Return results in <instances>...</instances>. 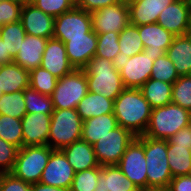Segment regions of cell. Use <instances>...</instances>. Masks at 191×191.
Instances as JSON below:
<instances>
[{"mask_svg": "<svg viewBox=\"0 0 191 191\" xmlns=\"http://www.w3.org/2000/svg\"><path fill=\"white\" fill-rule=\"evenodd\" d=\"M152 107L140 88H125L114 100V115L118 125L131 131L136 137L144 135Z\"/></svg>", "mask_w": 191, "mask_h": 191, "instance_id": "obj_1", "label": "cell"}, {"mask_svg": "<svg viewBox=\"0 0 191 191\" xmlns=\"http://www.w3.org/2000/svg\"><path fill=\"white\" fill-rule=\"evenodd\" d=\"M88 81V91L100 93L115 100L125 89L117 63L101 57H92L83 68Z\"/></svg>", "mask_w": 191, "mask_h": 191, "instance_id": "obj_2", "label": "cell"}, {"mask_svg": "<svg viewBox=\"0 0 191 191\" xmlns=\"http://www.w3.org/2000/svg\"><path fill=\"white\" fill-rule=\"evenodd\" d=\"M191 124V112L174 103L152 109L144 136L168 140L182 128Z\"/></svg>", "mask_w": 191, "mask_h": 191, "instance_id": "obj_3", "label": "cell"}, {"mask_svg": "<svg viewBox=\"0 0 191 191\" xmlns=\"http://www.w3.org/2000/svg\"><path fill=\"white\" fill-rule=\"evenodd\" d=\"M144 155L147 167V188L167 189L172 175L167 157V140L144 136Z\"/></svg>", "mask_w": 191, "mask_h": 191, "instance_id": "obj_4", "label": "cell"}, {"mask_svg": "<svg viewBox=\"0 0 191 191\" xmlns=\"http://www.w3.org/2000/svg\"><path fill=\"white\" fill-rule=\"evenodd\" d=\"M82 125L83 120L76 109H54L47 145L52 149L61 150L81 140Z\"/></svg>", "mask_w": 191, "mask_h": 191, "instance_id": "obj_5", "label": "cell"}, {"mask_svg": "<svg viewBox=\"0 0 191 191\" xmlns=\"http://www.w3.org/2000/svg\"><path fill=\"white\" fill-rule=\"evenodd\" d=\"M53 150L48 145L23 146L18 151L11 173L30 184L39 182Z\"/></svg>", "mask_w": 191, "mask_h": 191, "instance_id": "obj_6", "label": "cell"}, {"mask_svg": "<svg viewBox=\"0 0 191 191\" xmlns=\"http://www.w3.org/2000/svg\"><path fill=\"white\" fill-rule=\"evenodd\" d=\"M88 92V81L83 69L58 79L55 90L50 95L54 109H76L80 100Z\"/></svg>", "mask_w": 191, "mask_h": 191, "instance_id": "obj_7", "label": "cell"}, {"mask_svg": "<svg viewBox=\"0 0 191 191\" xmlns=\"http://www.w3.org/2000/svg\"><path fill=\"white\" fill-rule=\"evenodd\" d=\"M136 136L121 126L116 127L100 138L93 149L100 166L117 165L127 147Z\"/></svg>", "mask_w": 191, "mask_h": 191, "instance_id": "obj_8", "label": "cell"}, {"mask_svg": "<svg viewBox=\"0 0 191 191\" xmlns=\"http://www.w3.org/2000/svg\"><path fill=\"white\" fill-rule=\"evenodd\" d=\"M117 166L139 190L147 188V167L144 155V135L137 136L127 147Z\"/></svg>", "mask_w": 191, "mask_h": 191, "instance_id": "obj_9", "label": "cell"}, {"mask_svg": "<svg viewBox=\"0 0 191 191\" xmlns=\"http://www.w3.org/2000/svg\"><path fill=\"white\" fill-rule=\"evenodd\" d=\"M159 55H152L144 51L117 63L125 88H140L151 78L153 61Z\"/></svg>", "mask_w": 191, "mask_h": 191, "instance_id": "obj_10", "label": "cell"}, {"mask_svg": "<svg viewBox=\"0 0 191 191\" xmlns=\"http://www.w3.org/2000/svg\"><path fill=\"white\" fill-rule=\"evenodd\" d=\"M93 30L91 13L75 6L55 17L53 38L67 42V37L85 36Z\"/></svg>", "mask_w": 191, "mask_h": 191, "instance_id": "obj_11", "label": "cell"}, {"mask_svg": "<svg viewBox=\"0 0 191 191\" xmlns=\"http://www.w3.org/2000/svg\"><path fill=\"white\" fill-rule=\"evenodd\" d=\"M93 30L97 34L121 32L130 24L129 8L125 0L91 12Z\"/></svg>", "mask_w": 191, "mask_h": 191, "instance_id": "obj_12", "label": "cell"}, {"mask_svg": "<svg viewBox=\"0 0 191 191\" xmlns=\"http://www.w3.org/2000/svg\"><path fill=\"white\" fill-rule=\"evenodd\" d=\"M75 173L63 151L54 149L39 182L49 186L70 189Z\"/></svg>", "mask_w": 191, "mask_h": 191, "instance_id": "obj_13", "label": "cell"}, {"mask_svg": "<svg viewBox=\"0 0 191 191\" xmlns=\"http://www.w3.org/2000/svg\"><path fill=\"white\" fill-rule=\"evenodd\" d=\"M191 18L190 0H175L165 7L157 23L175 36L189 34Z\"/></svg>", "mask_w": 191, "mask_h": 191, "instance_id": "obj_14", "label": "cell"}, {"mask_svg": "<svg viewBox=\"0 0 191 191\" xmlns=\"http://www.w3.org/2000/svg\"><path fill=\"white\" fill-rule=\"evenodd\" d=\"M20 21L26 34L53 38L55 17L45 14L30 2L23 3Z\"/></svg>", "mask_w": 191, "mask_h": 191, "instance_id": "obj_15", "label": "cell"}, {"mask_svg": "<svg viewBox=\"0 0 191 191\" xmlns=\"http://www.w3.org/2000/svg\"><path fill=\"white\" fill-rule=\"evenodd\" d=\"M64 44L70 64L74 69H83L96 55L97 33L92 30L85 36L67 37Z\"/></svg>", "mask_w": 191, "mask_h": 191, "instance_id": "obj_16", "label": "cell"}, {"mask_svg": "<svg viewBox=\"0 0 191 191\" xmlns=\"http://www.w3.org/2000/svg\"><path fill=\"white\" fill-rule=\"evenodd\" d=\"M23 146L47 145L51 114L26 113L22 119Z\"/></svg>", "mask_w": 191, "mask_h": 191, "instance_id": "obj_17", "label": "cell"}, {"mask_svg": "<svg viewBox=\"0 0 191 191\" xmlns=\"http://www.w3.org/2000/svg\"><path fill=\"white\" fill-rule=\"evenodd\" d=\"M41 67L58 79L74 70L66 54L65 44L61 40L56 38H49L47 40Z\"/></svg>", "mask_w": 191, "mask_h": 191, "instance_id": "obj_18", "label": "cell"}, {"mask_svg": "<svg viewBox=\"0 0 191 191\" xmlns=\"http://www.w3.org/2000/svg\"><path fill=\"white\" fill-rule=\"evenodd\" d=\"M138 30L144 44V52L152 55L166 54L175 37L158 23L140 25Z\"/></svg>", "mask_w": 191, "mask_h": 191, "instance_id": "obj_19", "label": "cell"}, {"mask_svg": "<svg viewBox=\"0 0 191 191\" xmlns=\"http://www.w3.org/2000/svg\"><path fill=\"white\" fill-rule=\"evenodd\" d=\"M174 1L175 0H143L140 2H127L130 24L140 26L157 23L158 16L162 10Z\"/></svg>", "mask_w": 191, "mask_h": 191, "instance_id": "obj_20", "label": "cell"}, {"mask_svg": "<svg viewBox=\"0 0 191 191\" xmlns=\"http://www.w3.org/2000/svg\"><path fill=\"white\" fill-rule=\"evenodd\" d=\"M47 40V38L26 34L13 62L28 71L41 66Z\"/></svg>", "mask_w": 191, "mask_h": 191, "instance_id": "obj_21", "label": "cell"}, {"mask_svg": "<svg viewBox=\"0 0 191 191\" xmlns=\"http://www.w3.org/2000/svg\"><path fill=\"white\" fill-rule=\"evenodd\" d=\"M75 172L101 167L96 159L93 145L78 140L61 149Z\"/></svg>", "mask_w": 191, "mask_h": 191, "instance_id": "obj_22", "label": "cell"}, {"mask_svg": "<svg viewBox=\"0 0 191 191\" xmlns=\"http://www.w3.org/2000/svg\"><path fill=\"white\" fill-rule=\"evenodd\" d=\"M166 55L173 62L179 76L191 74V36L189 34L175 36Z\"/></svg>", "mask_w": 191, "mask_h": 191, "instance_id": "obj_23", "label": "cell"}, {"mask_svg": "<svg viewBox=\"0 0 191 191\" xmlns=\"http://www.w3.org/2000/svg\"><path fill=\"white\" fill-rule=\"evenodd\" d=\"M30 86V73L15 62L0 65V88L2 93L22 91Z\"/></svg>", "mask_w": 191, "mask_h": 191, "instance_id": "obj_24", "label": "cell"}, {"mask_svg": "<svg viewBox=\"0 0 191 191\" xmlns=\"http://www.w3.org/2000/svg\"><path fill=\"white\" fill-rule=\"evenodd\" d=\"M118 126L114 113L89 118L83 121L81 140L93 145Z\"/></svg>", "mask_w": 191, "mask_h": 191, "instance_id": "obj_25", "label": "cell"}, {"mask_svg": "<svg viewBox=\"0 0 191 191\" xmlns=\"http://www.w3.org/2000/svg\"><path fill=\"white\" fill-rule=\"evenodd\" d=\"M80 118L85 121L114 111V100L102 96L100 93L87 92L76 107Z\"/></svg>", "mask_w": 191, "mask_h": 191, "instance_id": "obj_26", "label": "cell"}, {"mask_svg": "<svg viewBox=\"0 0 191 191\" xmlns=\"http://www.w3.org/2000/svg\"><path fill=\"white\" fill-rule=\"evenodd\" d=\"M97 188L105 191H140L117 165L101 166Z\"/></svg>", "mask_w": 191, "mask_h": 191, "instance_id": "obj_27", "label": "cell"}, {"mask_svg": "<svg viewBox=\"0 0 191 191\" xmlns=\"http://www.w3.org/2000/svg\"><path fill=\"white\" fill-rule=\"evenodd\" d=\"M172 85L157 79H148L141 87L144 98L152 109L172 102Z\"/></svg>", "mask_w": 191, "mask_h": 191, "instance_id": "obj_28", "label": "cell"}, {"mask_svg": "<svg viewBox=\"0 0 191 191\" xmlns=\"http://www.w3.org/2000/svg\"><path fill=\"white\" fill-rule=\"evenodd\" d=\"M167 157L172 177L190 175L191 146L167 145Z\"/></svg>", "mask_w": 191, "mask_h": 191, "instance_id": "obj_29", "label": "cell"}, {"mask_svg": "<svg viewBox=\"0 0 191 191\" xmlns=\"http://www.w3.org/2000/svg\"><path fill=\"white\" fill-rule=\"evenodd\" d=\"M120 60L144 51L138 26L129 24L119 33Z\"/></svg>", "mask_w": 191, "mask_h": 191, "instance_id": "obj_30", "label": "cell"}, {"mask_svg": "<svg viewBox=\"0 0 191 191\" xmlns=\"http://www.w3.org/2000/svg\"><path fill=\"white\" fill-rule=\"evenodd\" d=\"M25 36L26 32L21 21L5 24L0 27V37L4 41L6 51H8L13 60L15 59Z\"/></svg>", "mask_w": 191, "mask_h": 191, "instance_id": "obj_31", "label": "cell"}, {"mask_svg": "<svg viewBox=\"0 0 191 191\" xmlns=\"http://www.w3.org/2000/svg\"><path fill=\"white\" fill-rule=\"evenodd\" d=\"M119 32L97 34L96 57H101L118 63L120 60Z\"/></svg>", "mask_w": 191, "mask_h": 191, "instance_id": "obj_32", "label": "cell"}, {"mask_svg": "<svg viewBox=\"0 0 191 191\" xmlns=\"http://www.w3.org/2000/svg\"><path fill=\"white\" fill-rule=\"evenodd\" d=\"M0 138L21 149L23 147L21 119L0 114Z\"/></svg>", "mask_w": 191, "mask_h": 191, "instance_id": "obj_33", "label": "cell"}, {"mask_svg": "<svg viewBox=\"0 0 191 191\" xmlns=\"http://www.w3.org/2000/svg\"><path fill=\"white\" fill-rule=\"evenodd\" d=\"M22 91L5 93L0 97V114L22 119L27 113Z\"/></svg>", "mask_w": 191, "mask_h": 191, "instance_id": "obj_34", "label": "cell"}, {"mask_svg": "<svg viewBox=\"0 0 191 191\" xmlns=\"http://www.w3.org/2000/svg\"><path fill=\"white\" fill-rule=\"evenodd\" d=\"M26 112L52 114L54 111L51 97L28 87L23 90Z\"/></svg>", "mask_w": 191, "mask_h": 191, "instance_id": "obj_35", "label": "cell"}, {"mask_svg": "<svg viewBox=\"0 0 191 191\" xmlns=\"http://www.w3.org/2000/svg\"><path fill=\"white\" fill-rule=\"evenodd\" d=\"M29 73H30L29 87L40 92L41 94L50 96L52 92L55 90L58 78H56L53 74H51L49 71L42 68L41 66L32 69L31 71H29Z\"/></svg>", "mask_w": 191, "mask_h": 191, "instance_id": "obj_36", "label": "cell"}, {"mask_svg": "<svg viewBox=\"0 0 191 191\" xmlns=\"http://www.w3.org/2000/svg\"><path fill=\"white\" fill-rule=\"evenodd\" d=\"M172 103L191 112V74L179 76L172 85Z\"/></svg>", "mask_w": 191, "mask_h": 191, "instance_id": "obj_37", "label": "cell"}, {"mask_svg": "<svg viewBox=\"0 0 191 191\" xmlns=\"http://www.w3.org/2000/svg\"><path fill=\"white\" fill-rule=\"evenodd\" d=\"M100 174L101 167L76 172L69 191H96Z\"/></svg>", "mask_w": 191, "mask_h": 191, "instance_id": "obj_38", "label": "cell"}, {"mask_svg": "<svg viewBox=\"0 0 191 191\" xmlns=\"http://www.w3.org/2000/svg\"><path fill=\"white\" fill-rule=\"evenodd\" d=\"M151 78L171 84L179 78L173 62L166 54L153 61Z\"/></svg>", "mask_w": 191, "mask_h": 191, "instance_id": "obj_39", "label": "cell"}, {"mask_svg": "<svg viewBox=\"0 0 191 191\" xmlns=\"http://www.w3.org/2000/svg\"><path fill=\"white\" fill-rule=\"evenodd\" d=\"M30 3L53 17H58L76 6V0H32Z\"/></svg>", "mask_w": 191, "mask_h": 191, "instance_id": "obj_40", "label": "cell"}, {"mask_svg": "<svg viewBox=\"0 0 191 191\" xmlns=\"http://www.w3.org/2000/svg\"><path fill=\"white\" fill-rule=\"evenodd\" d=\"M23 3L21 0L0 1V27L20 21Z\"/></svg>", "mask_w": 191, "mask_h": 191, "instance_id": "obj_41", "label": "cell"}, {"mask_svg": "<svg viewBox=\"0 0 191 191\" xmlns=\"http://www.w3.org/2000/svg\"><path fill=\"white\" fill-rule=\"evenodd\" d=\"M19 148L0 138V174L11 173Z\"/></svg>", "mask_w": 191, "mask_h": 191, "instance_id": "obj_42", "label": "cell"}, {"mask_svg": "<svg viewBox=\"0 0 191 191\" xmlns=\"http://www.w3.org/2000/svg\"><path fill=\"white\" fill-rule=\"evenodd\" d=\"M0 191H31V184L16 178L12 173H1Z\"/></svg>", "mask_w": 191, "mask_h": 191, "instance_id": "obj_43", "label": "cell"}, {"mask_svg": "<svg viewBox=\"0 0 191 191\" xmlns=\"http://www.w3.org/2000/svg\"><path fill=\"white\" fill-rule=\"evenodd\" d=\"M123 0H76V6L85 10L86 12H93L95 10L107 7Z\"/></svg>", "mask_w": 191, "mask_h": 191, "instance_id": "obj_44", "label": "cell"}, {"mask_svg": "<svg viewBox=\"0 0 191 191\" xmlns=\"http://www.w3.org/2000/svg\"><path fill=\"white\" fill-rule=\"evenodd\" d=\"M167 145L191 146V124L172 135L167 140Z\"/></svg>", "mask_w": 191, "mask_h": 191, "instance_id": "obj_45", "label": "cell"}, {"mask_svg": "<svg viewBox=\"0 0 191 191\" xmlns=\"http://www.w3.org/2000/svg\"><path fill=\"white\" fill-rule=\"evenodd\" d=\"M167 191H191V176H177L170 181Z\"/></svg>", "mask_w": 191, "mask_h": 191, "instance_id": "obj_46", "label": "cell"}, {"mask_svg": "<svg viewBox=\"0 0 191 191\" xmlns=\"http://www.w3.org/2000/svg\"><path fill=\"white\" fill-rule=\"evenodd\" d=\"M31 191H69V189L49 186V185H45L40 182H37V183L31 184Z\"/></svg>", "mask_w": 191, "mask_h": 191, "instance_id": "obj_47", "label": "cell"}, {"mask_svg": "<svg viewBox=\"0 0 191 191\" xmlns=\"http://www.w3.org/2000/svg\"><path fill=\"white\" fill-rule=\"evenodd\" d=\"M13 59L11 58L8 51H6V47L4 45V41L0 37V65H5L12 63Z\"/></svg>", "mask_w": 191, "mask_h": 191, "instance_id": "obj_48", "label": "cell"}, {"mask_svg": "<svg viewBox=\"0 0 191 191\" xmlns=\"http://www.w3.org/2000/svg\"><path fill=\"white\" fill-rule=\"evenodd\" d=\"M140 191H167L166 189L146 188Z\"/></svg>", "mask_w": 191, "mask_h": 191, "instance_id": "obj_49", "label": "cell"}, {"mask_svg": "<svg viewBox=\"0 0 191 191\" xmlns=\"http://www.w3.org/2000/svg\"><path fill=\"white\" fill-rule=\"evenodd\" d=\"M126 2H140V1H143V0H125Z\"/></svg>", "mask_w": 191, "mask_h": 191, "instance_id": "obj_50", "label": "cell"}, {"mask_svg": "<svg viewBox=\"0 0 191 191\" xmlns=\"http://www.w3.org/2000/svg\"><path fill=\"white\" fill-rule=\"evenodd\" d=\"M189 35L191 36V18H190V30H189Z\"/></svg>", "mask_w": 191, "mask_h": 191, "instance_id": "obj_51", "label": "cell"}, {"mask_svg": "<svg viewBox=\"0 0 191 191\" xmlns=\"http://www.w3.org/2000/svg\"><path fill=\"white\" fill-rule=\"evenodd\" d=\"M96 191H105L104 189L96 188Z\"/></svg>", "mask_w": 191, "mask_h": 191, "instance_id": "obj_52", "label": "cell"}, {"mask_svg": "<svg viewBox=\"0 0 191 191\" xmlns=\"http://www.w3.org/2000/svg\"><path fill=\"white\" fill-rule=\"evenodd\" d=\"M23 2H31L32 0H21Z\"/></svg>", "mask_w": 191, "mask_h": 191, "instance_id": "obj_53", "label": "cell"}, {"mask_svg": "<svg viewBox=\"0 0 191 191\" xmlns=\"http://www.w3.org/2000/svg\"><path fill=\"white\" fill-rule=\"evenodd\" d=\"M2 94H3V93H2V89L0 88V97L2 96Z\"/></svg>", "mask_w": 191, "mask_h": 191, "instance_id": "obj_54", "label": "cell"}]
</instances>
